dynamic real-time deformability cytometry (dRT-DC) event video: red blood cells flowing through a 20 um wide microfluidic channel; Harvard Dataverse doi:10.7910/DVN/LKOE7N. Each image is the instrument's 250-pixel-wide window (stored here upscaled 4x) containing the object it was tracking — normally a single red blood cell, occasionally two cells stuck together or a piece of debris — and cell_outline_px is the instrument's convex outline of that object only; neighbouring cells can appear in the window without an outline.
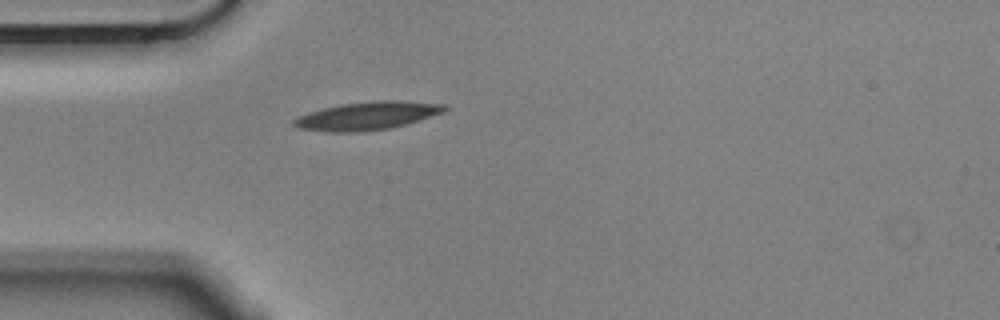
{"species": "Egyptian fruit bat (a non-hibernating species)", "species_latin": "Rousettus aegyptiacus", "temperature_condition": "cold", "stored_images_in_passage": 41, "camera_frame_rate_fps": 3000, "um_per_image_px": 0.085, "animal": {"sex": "male"}, "frame": {"image": 1, "passage_image": 1, "time_ms": 0.0, "image_size_px": [1000, 320], "cell_outline_px": [[448, 108], [444, 112], [420, 120], [388, 128], [360, 132], [328, 132], [300, 128], [292, 124], [292, 120], [308, 112], [340, 104], [376, 100], [404, 100], [444, 104]], "centroid_in_image_um": [31.24, 9.83], "position_along_channel_um": 53.8, "area_um2": 24.68}}
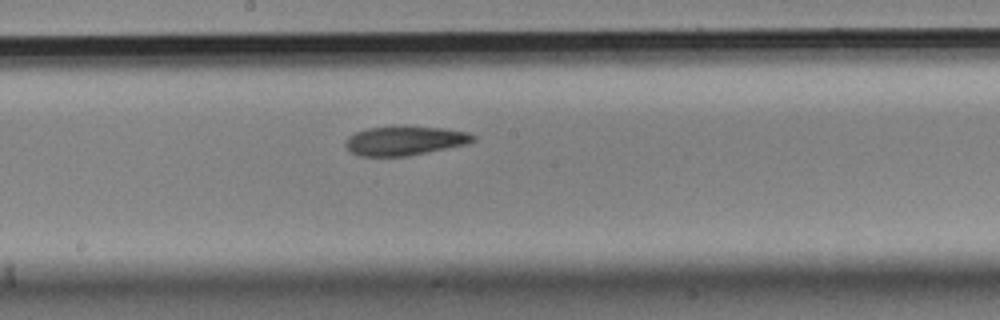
{"frame": {"image": 2, "passage_image": 15, "time_ms": 4.667, "image_size_px": [1000, 320], "cell_outline_px": [[476, 140], [464, 144], [408, 156], [356, 156], [348, 152], [344, 144], [348, 136], [356, 132], [368, 128], [444, 128], [468, 132], [476, 136]], "centroid_in_image_um": [34.35, 11.99], "position_along_channel_um": 213.9, "area_um2": 21.15}}
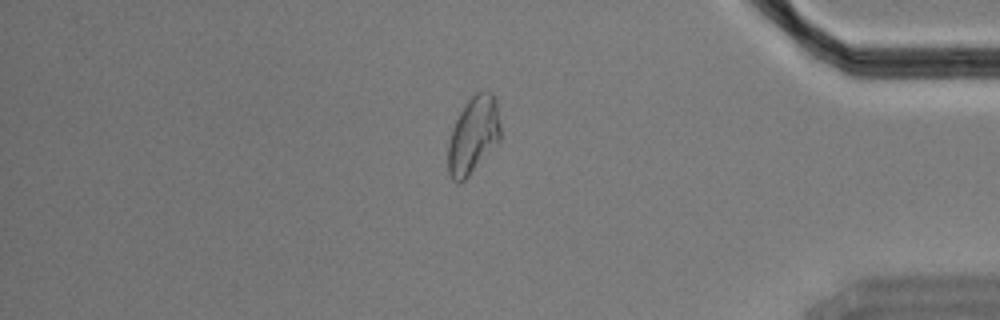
{"frame": {"image": 3, "passage_image": 33, "time_ms": 10.667, "image_size_px": [1000, 320], "cell_outline_px": [[500, 140], [468, 176], [460, 184], [456, 184], [452, 180], [448, 172], [448, 144], [452, 128], [464, 104], [476, 92], [492, 92], [496, 100], [500, 128]], "centroid_in_image_um": [40.21, 11.51], "position_along_channel_um": 395.0, "area_um2": 23.41}, "authors_computed_cell_mechanics": {"area_um2": 22.4264, "velocity_mm_per_s": 3.541, "shape_relaxation_time_tau1_ms": 7.4433, "shape_relaxation_time_tau2_ms": 2.6632, "deformation_change_tau1": 0.1954, "deformation_change_tau2": 0.0958}}